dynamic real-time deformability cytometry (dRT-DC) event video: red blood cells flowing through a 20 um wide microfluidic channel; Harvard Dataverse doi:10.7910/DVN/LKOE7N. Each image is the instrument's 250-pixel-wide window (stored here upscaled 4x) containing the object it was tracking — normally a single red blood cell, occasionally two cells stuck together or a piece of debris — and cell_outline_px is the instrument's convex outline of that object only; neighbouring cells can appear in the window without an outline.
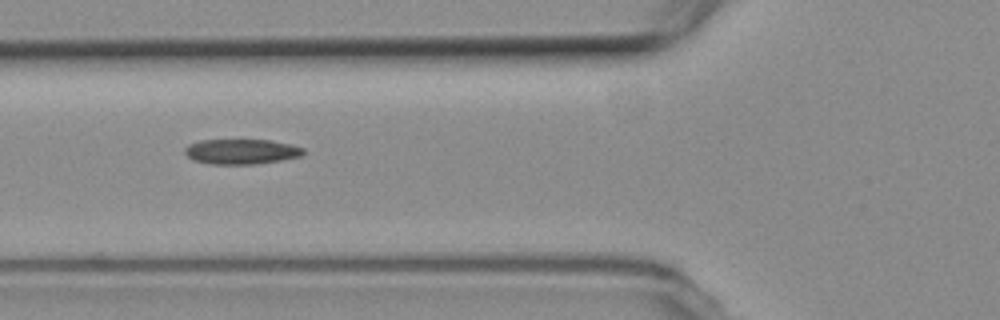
{"species": "common noctule bat (a hibernating species)", "species_latin": "Nyctalus noctula", "temperature_condition": "room temperature", "stored_images_in_passage": 5, "camera_frame_rate_fps": 3000, "um_per_image_px": 0.085, "animal": {"sex": "female", "body_mass_g": 19.3, "forearm_length_mm": 54.1}, "frame": {"image": 1, "passage_image": 2, "time_ms": 1.0, "image_size_px": [1000, 320], "cell_outline_px": [[304, 152], [300, 156], [280, 160], [252, 164], [208, 164], [192, 160], [184, 152], [184, 148], [188, 144], [200, 140], [272, 140], [292, 144], [304, 148]], "centroid_in_image_um": [20.48, 12.88], "position_along_channel_um": 105.3, "area_um2": 17.4}}
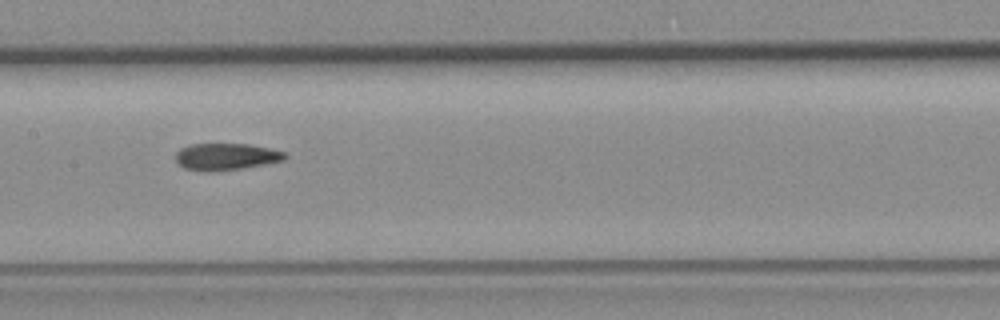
{"frame": {"image": 2, "passage_image": 4, "time_ms": 3.333, "image_size_px": [1000, 320], "cell_outline_px": [[288, 156], [284, 160], [244, 168], [212, 172], [204, 172], [184, 168], [176, 160], [176, 152], [180, 148], [192, 144], [248, 144], [268, 148], [284, 152]], "centroid_in_image_um": [19.2, 13.32], "position_along_channel_um": 188.2, "area_um2": 17.11}}
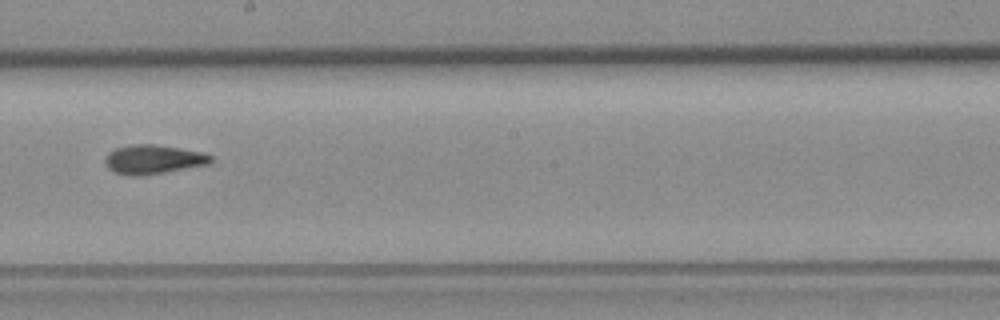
{"frame": {"image": 3, "passage_image": 5, "time_ms": 4.667, "image_size_px": [1000, 320], "cell_outline_px": [[212, 160], [208, 164], [164, 172], [140, 176], [128, 176], [116, 172], [108, 168], [104, 160], [108, 152], [116, 148], [132, 144], [156, 144], [204, 152], [212, 156]], "centroid_in_image_um": [13.01, 13.54], "position_along_channel_um": 235.2, "area_um2": 17.92}}